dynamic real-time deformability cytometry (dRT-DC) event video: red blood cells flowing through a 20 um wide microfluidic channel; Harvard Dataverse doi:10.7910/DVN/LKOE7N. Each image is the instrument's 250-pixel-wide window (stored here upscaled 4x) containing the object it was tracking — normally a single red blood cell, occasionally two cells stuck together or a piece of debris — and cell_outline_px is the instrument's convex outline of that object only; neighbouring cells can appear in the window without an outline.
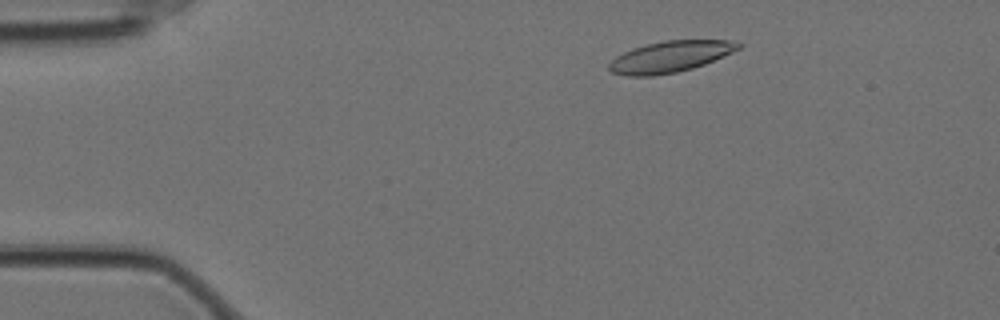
{"species": "Egyptian fruit bat (a non-hibernating species)", "species_latin": "Rousettus aegyptiacus", "temperature_condition": "cold", "stored_images_in_passage": 52, "camera_frame_rate_fps": 3000, "um_per_image_px": 0.085, "animal": {"sex": "female"}, "frame": {"image": 1, "passage_image": 4, "time_ms": 1.0, "image_size_px": [1000, 320], "cell_outline_px": [[744, 44], [740, 48], [732, 52], [704, 64], [692, 68], [676, 72], [652, 76], [628, 76], [612, 72], [608, 68], [608, 64], [616, 56], [632, 48], [664, 40], [728, 40]], "centroid_in_image_um": [56.95, 4.81], "position_along_channel_um": 28.0, "area_um2": 23.35}}
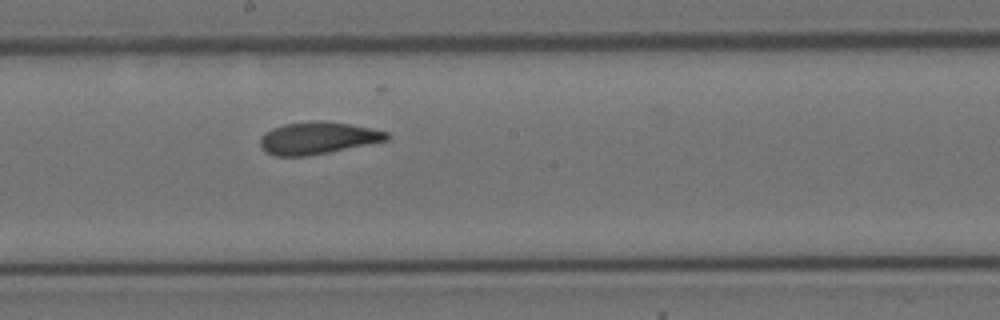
{"frame": {"image": 2, "passage_image": 26, "time_ms": 8.333, "image_size_px": [1000, 320], "cell_outline_px": [[388, 140], [308, 156], [272, 156], [264, 152], [260, 148], [260, 140], [264, 132], [272, 128], [284, 124], [316, 120], [320, 120], [348, 124], [388, 132]], "centroid_in_image_um": [26.92, 11.74], "position_along_channel_um": 221.3, "area_um2": 23.64}}
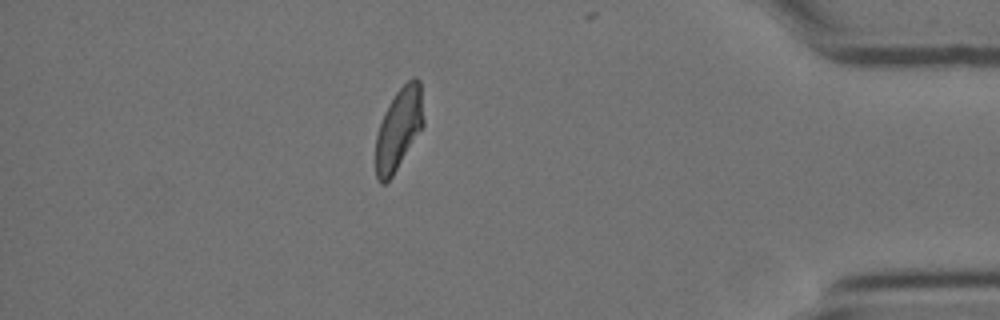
{"frame": {"image": 3, "passage_image": 45, "time_ms": 14.667, "image_size_px": [1000, 320], "cell_outline_px": [[424, 124], [392, 176], [384, 184], [380, 184], [376, 176], [376, 136], [384, 112], [388, 104], [396, 92], [412, 76], [416, 76], [420, 80], [424, 120]], "centroid_in_image_um": [33.9, 10.91], "position_along_channel_um": 401.3, "area_um2": 22.6}, "authors_computed_cell_mechanics": {"area_um2": 23.7847, "velocity_mm_per_s": 3.4865, "shape_relaxation_time_tau1_ms": 5.9428, "shape_relaxation_time_tau2_ms": 1.7376, "deformation_change_tau1": 0.1585, "deformation_change_tau2": 0.0851}}